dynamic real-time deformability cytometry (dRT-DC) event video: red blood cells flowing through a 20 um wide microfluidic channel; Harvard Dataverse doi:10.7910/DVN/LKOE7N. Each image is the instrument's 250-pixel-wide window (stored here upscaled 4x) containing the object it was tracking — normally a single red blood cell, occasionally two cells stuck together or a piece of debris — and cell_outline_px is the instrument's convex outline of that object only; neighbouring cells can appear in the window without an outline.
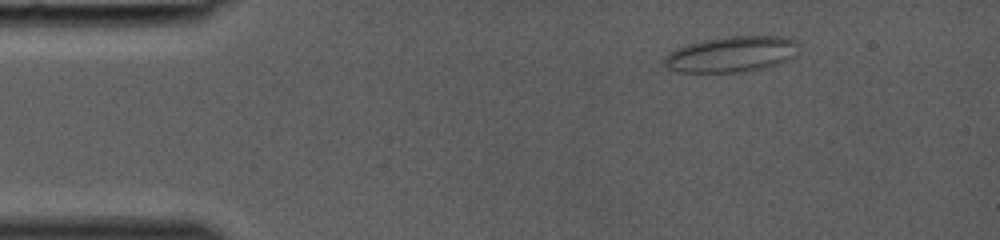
{"species": "common noctule bat (a hibernating species)", "species_latin": "Nyctalus noctula", "temperature_condition": "room temperature", "stored_images_in_passage": 34, "camera_frame_rate_fps": 3000, "um_per_image_px": 0.085, "animal": {"sex": "female", "body_mass_g": 19.0, "forearm_length_mm": 53.3}, "frame": {"image": 1, "passage_image": 1, "time_ms": 0.0, "image_size_px": [1000, 240], "cell_outline_px": [[796, 56], [788, 60], [764, 68], [740, 72], [680, 72], [668, 68], [664, 64], [664, 60], [668, 52], [688, 44], [704, 40], [728, 36], [780, 36], [796, 40]], "centroid_in_image_um": [62.17, 4.61], "position_along_channel_um": 22.8, "area_um2": 27.86}}
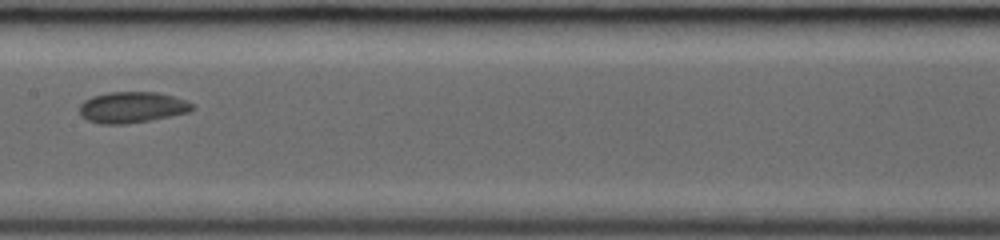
{"frame": {"image": 2, "passage_image": 16, "time_ms": 5.0, "image_size_px": [1000, 240], "cell_outline_px": [[196, 108], [188, 112], [148, 120], [124, 124], [100, 124], [88, 120], [80, 116], [80, 104], [84, 100], [92, 96], [108, 92], [156, 92], [172, 96], [184, 100], [192, 104]], "centroid_in_image_um": [11.18, 9.12], "position_along_channel_um": 196.2, "area_um2": 20.23}}
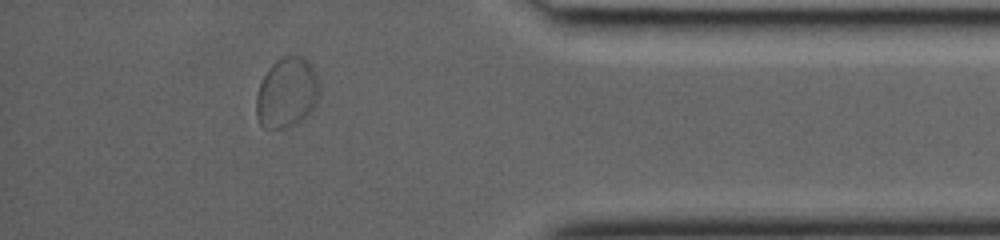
{"frame": {"image": 3, "passage_image": 30, "time_ms": 9.667, "image_size_px": [1000, 240], "cell_outline_px": [[320, 96], [316, 104], [296, 124], [284, 128], [264, 128], [260, 124], [256, 116], [256, 96], [260, 84], [268, 68], [276, 60], [284, 56], [300, 56], [312, 64], [316, 72], [320, 84]], "centroid_in_image_um": [24.39, 7.87], "position_along_channel_um": 410.8, "area_um2": 25.95}}